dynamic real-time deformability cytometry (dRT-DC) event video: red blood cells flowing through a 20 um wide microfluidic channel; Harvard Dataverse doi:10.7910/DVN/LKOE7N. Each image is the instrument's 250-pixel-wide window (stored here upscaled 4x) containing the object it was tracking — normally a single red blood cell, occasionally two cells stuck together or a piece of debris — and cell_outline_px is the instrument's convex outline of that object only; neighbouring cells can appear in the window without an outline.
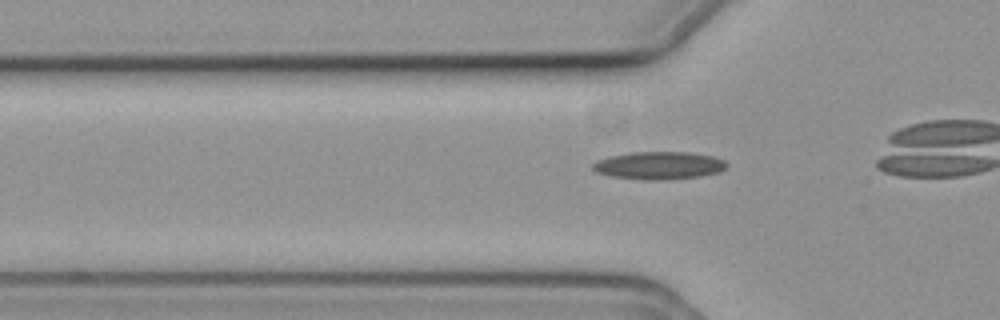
{"species": "common noctule bat (a hibernating species)", "species_latin": "Nyctalus noctula", "temperature_condition": "cold", "stored_images_in_passage": 40, "camera_frame_rate_fps": 3000, "um_per_image_px": 0.085, "animal": {"sex": "female", "body_mass_g": 19.3, "forearm_length_mm": 54.1}, "frame": {"image": 1, "passage_image": 15, "time_ms": 4.667, "image_size_px": [1000, 320], "cell_outline_px": [[728, 168], [720, 172], [700, 176], [660, 180], [644, 180], [612, 176], [596, 172], [592, 168], [592, 164], [596, 160], [612, 156], [632, 152], [688, 152], [712, 156], [724, 160], [728, 164]], "centroid_in_image_um": [56.04, 14.06], "position_along_channel_um": 69.8, "area_um2": 21.62}}
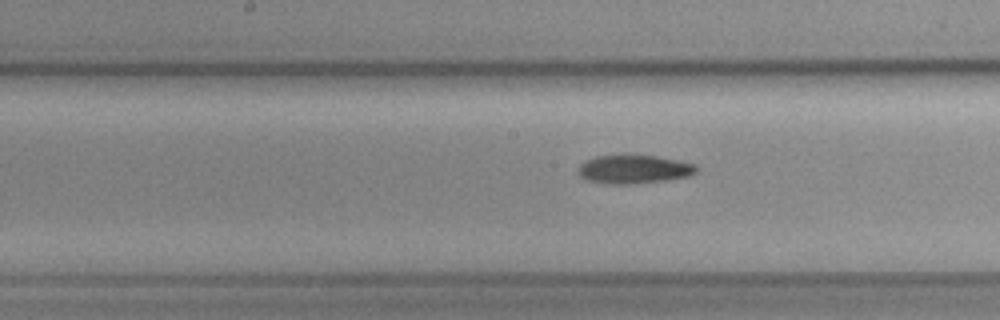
{"frame": {"image": 2, "passage_image": 25, "time_ms": 8.0, "image_size_px": [1000, 320], "cell_outline_px": [[696, 172], [688, 176], [664, 180], [632, 184], [612, 184], [588, 180], [580, 176], [580, 164], [584, 160], [596, 156], [656, 156], [696, 164]], "centroid_in_image_um": [53.88, 14.39], "position_along_channel_um": 194.3, "area_um2": 19.19}}
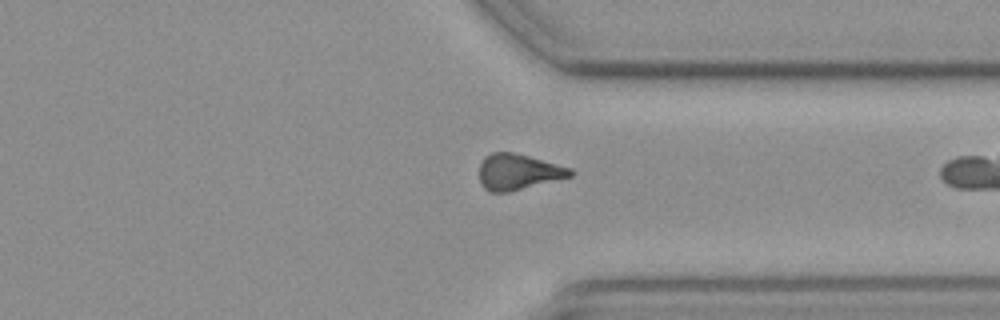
{"frame": {"image": 3, "passage_image": 39, "time_ms": 12.667, "image_size_px": [1000, 320], "cell_outline_px": [[572, 176], [508, 192], [488, 192], [484, 188], [480, 180], [480, 164], [484, 156], [492, 152], [512, 152], [528, 156], [572, 168]], "centroid_in_image_um": [44.02, 14.61], "position_along_channel_um": 367.4, "area_um2": 18.84}}